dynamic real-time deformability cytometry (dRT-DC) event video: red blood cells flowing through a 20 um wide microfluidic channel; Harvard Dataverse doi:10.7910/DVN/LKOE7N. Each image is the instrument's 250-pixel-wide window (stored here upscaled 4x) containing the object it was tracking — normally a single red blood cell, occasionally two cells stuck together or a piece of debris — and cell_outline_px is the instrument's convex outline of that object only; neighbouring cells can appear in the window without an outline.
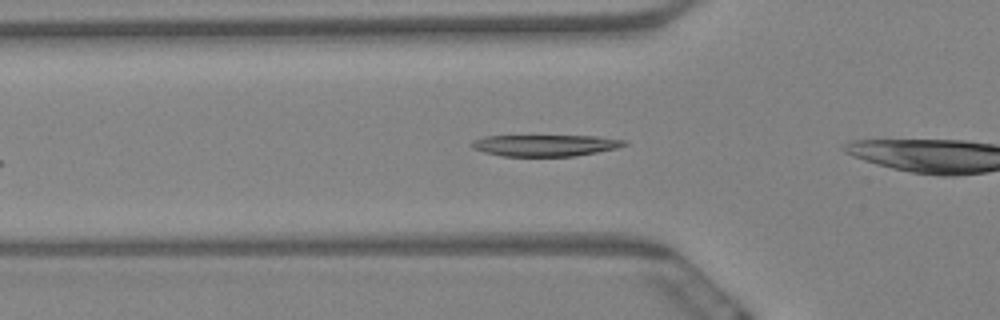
{"species": "Egyptian fruit bat (a non-hibernating species)", "species_latin": "Rousettus aegyptiacus", "temperature_condition": "warm", "stored_images_in_passage": 7, "camera_frame_rate_fps": 3000, "um_per_image_px": 0.085, "animal": {"sex": "female"}, "frame": {"image": 1, "passage_image": 7, "time_ms": 2.0, "image_size_px": [1000, 320], "cell_outline_px": [[628, 144], [616, 148], [576, 156], [504, 156], [484, 152], [472, 148], [468, 144], [472, 140], [484, 136], [596, 136], [624, 140]], "centroid_in_image_um": [46.28, 12.35], "position_along_channel_um": 79.5, "area_um2": 19.07}}